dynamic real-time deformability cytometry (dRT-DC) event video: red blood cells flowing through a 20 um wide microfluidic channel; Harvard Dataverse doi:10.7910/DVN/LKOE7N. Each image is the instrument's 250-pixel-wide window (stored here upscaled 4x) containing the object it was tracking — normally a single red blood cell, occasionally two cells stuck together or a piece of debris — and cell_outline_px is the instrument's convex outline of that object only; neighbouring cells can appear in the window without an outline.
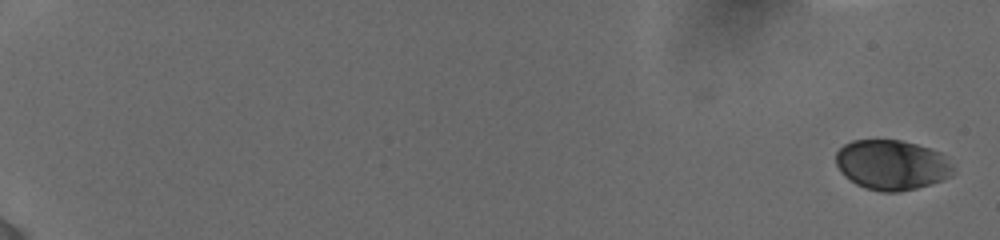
{"species": "human", "species_latin": "Homo sapiens", "temperature_condition": "cold", "stored_images_in_passage": 34, "camera_frame_rate_fps": 3000, "um_per_image_px": 0.085, "donor": {"sex": "female"}, "frame": {"image": 1, "passage_image": 1, "time_ms": 0.0, "image_size_px": [1000, 240], "cell_outline_px": [[952, 176], [916, 188], [900, 192], [880, 192], [864, 188], [856, 184], [844, 176], [840, 172], [836, 164], [836, 152], [844, 144], [852, 140], [900, 140], [916, 144], [940, 152], [952, 168]], "centroid_in_image_um": [75.74, 14.02], "position_along_channel_um": 9.3, "area_um2": 33.99}}